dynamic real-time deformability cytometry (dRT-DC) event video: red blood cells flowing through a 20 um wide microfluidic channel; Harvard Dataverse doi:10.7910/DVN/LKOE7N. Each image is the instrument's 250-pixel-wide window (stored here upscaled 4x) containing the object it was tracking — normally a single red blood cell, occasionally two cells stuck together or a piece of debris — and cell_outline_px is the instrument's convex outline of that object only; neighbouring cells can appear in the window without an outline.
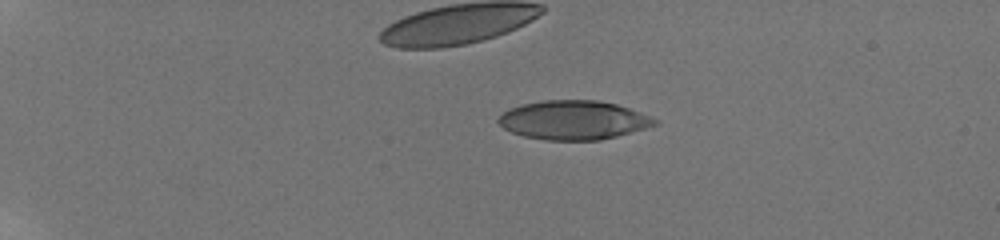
{"species": "human", "species_latin": "Homo sapiens", "temperature_condition": "room temperature", "stored_images_in_passage": 9, "camera_frame_rate_fps": 3000, "um_per_image_px": 0.085, "donor": {"sex": "male"}, "frame": {"image": 1, "passage_image": 1, "time_ms": 0.0, "image_size_px": [1000, 240], "cell_outline_px": [[660, 124], [616, 136], [600, 140], [544, 140], [524, 136], [512, 132], [504, 128], [496, 120], [508, 108], [520, 104], [544, 100], [596, 100], [616, 104], [640, 112], [660, 120]], "centroid_in_image_um": [48.75, 10.2], "position_along_channel_um": 36.3, "area_um2": 35.6}}
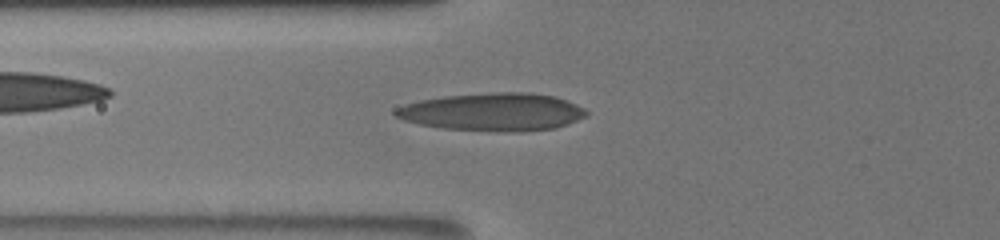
{"frame": {"image": 2, "passage_image": 8, "time_ms": 3.667, "image_size_px": [1000, 240], "cell_outline_px": [[588, 116], [568, 124], [556, 128], [516, 132], [508, 132], [444, 128], [420, 124], [404, 120], [392, 116], [392, 112], [396, 108], [404, 104], [420, 100], [444, 96], [492, 92], [528, 92], [552, 96], [576, 104], [584, 108], [588, 112]], "centroid_in_image_um": [41.88, 9.51], "position_along_channel_um": 83.9, "area_um2": 42.19}}